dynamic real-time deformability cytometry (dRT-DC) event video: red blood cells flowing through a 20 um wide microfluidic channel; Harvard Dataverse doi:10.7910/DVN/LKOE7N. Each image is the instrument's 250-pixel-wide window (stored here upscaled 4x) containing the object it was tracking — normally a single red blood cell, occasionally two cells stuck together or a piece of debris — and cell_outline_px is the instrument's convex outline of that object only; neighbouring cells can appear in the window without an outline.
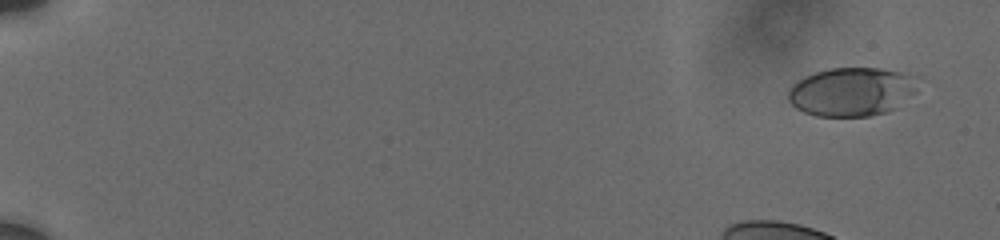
{"species": "human", "species_latin": "Homo sapiens", "temperature_condition": "cold", "stored_images_in_passage": 62, "camera_frame_rate_fps": 3000, "um_per_image_px": 0.085, "donor": {"sex": "male"}, "frame": {"image": 1, "passage_image": 5, "time_ms": 1.0, "image_size_px": [1000, 240], "cell_outline_px": [[916, 92], [900, 108], [872, 116], [816, 116], [804, 112], [796, 108], [788, 100], [788, 92], [804, 76], [816, 72], [832, 68], [880, 68], [908, 72], [916, 88]], "centroid_in_image_um": [72.43, 7.81], "position_along_channel_um": 12.6, "area_um2": 36.82}}
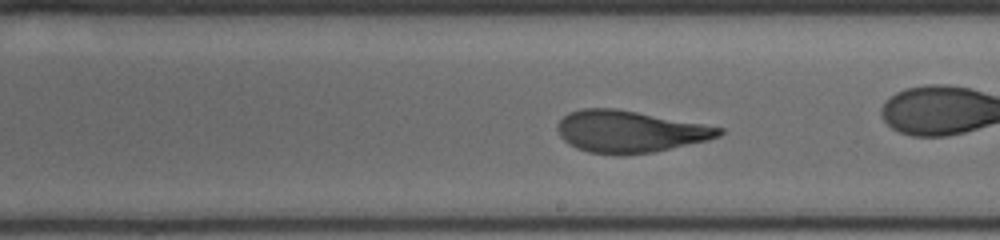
{"frame": {"image": 2, "passage_image": 42, "time_ms": 11.333, "image_size_px": [1000, 240], "cell_outline_px": [[724, 132], [720, 136], [708, 140], [656, 152], [620, 156], [588, 152], [576, 148], [568, 144], [560, 136], [556, 128], [556, 124], [568, 112], [584, 108], [616, 108], [704, 124], [724, 128]], "centroid_in_image_um": [53.51, 11.19], "position_along_channel_um": 235.5, "area_um2": 39.82}}
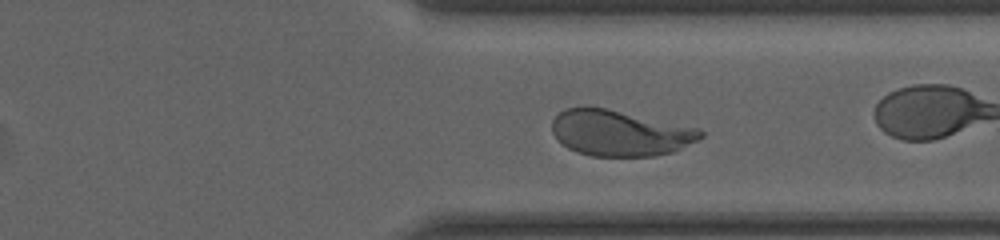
{"frame": {"image": 3, "passage_image": 51, "time_ms": 14.667, "image_size_px": [1000, 240], "cell_outline_px": [[704, 136], [672, 152], [656, 156], [592, 156], [576, 152], [568, 148], [556, 140], [552, 132], [552, 120], [564, 108], [584, 104], [608, 108], [700, 128], [704, 132]], "centroid_in_image_um": [52.63, 11.27], "position_along_channel_um": 358.8, "area_um2": 40.34}, "authors_computed_cell_mechanics": {"area_um2": 38.9861, "velocity_mm_per_s": 3.7013, "shape_relaxation_time_tau1_ms": 4.5321, "shape_relaxation_time_tau2_ms": 0.8199, "deformation_change_tau1": 0.2134, "deformation_change_tau2": 0.0891}}